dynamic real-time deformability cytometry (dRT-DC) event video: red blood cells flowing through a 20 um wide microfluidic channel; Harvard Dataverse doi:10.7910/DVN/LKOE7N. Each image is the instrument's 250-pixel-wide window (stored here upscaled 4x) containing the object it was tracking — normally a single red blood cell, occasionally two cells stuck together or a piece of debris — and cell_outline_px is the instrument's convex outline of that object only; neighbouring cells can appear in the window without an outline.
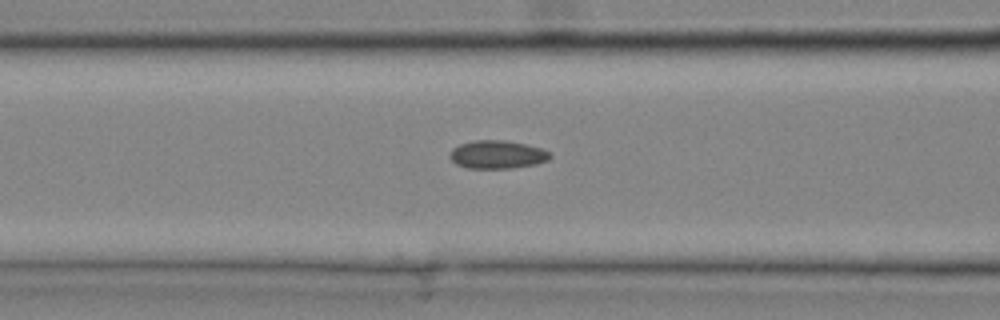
{"species": "common noctule bat (a hibernating species)", "species_latin": "Nyctalus noctula", "temperature_condition": "cold", "stored_images_in_passage": 27, "camera_frame_rate_fps": 3000, "um_per_image_px": 0.085, "animal": {"sex": "male", "body_mass_g": 20.4}, "frame": {"image": 1, "passage_image": 12, "time_ms": 3.667, "image_size_px": [1000, 320], "cell_outline_px": [[552, 156], [548, 160], [536, 164], [512, 168], [468, 168], [456, 164], [448, 156], [452, 148], [460, 144], [472, 140], [504, 140], [524, 144], [540, 148], [552, 152]], "centroid_in_image_um": [42.26, 13.13], "position_along_channel_um": 124.3, "area_um2": 16.53}}
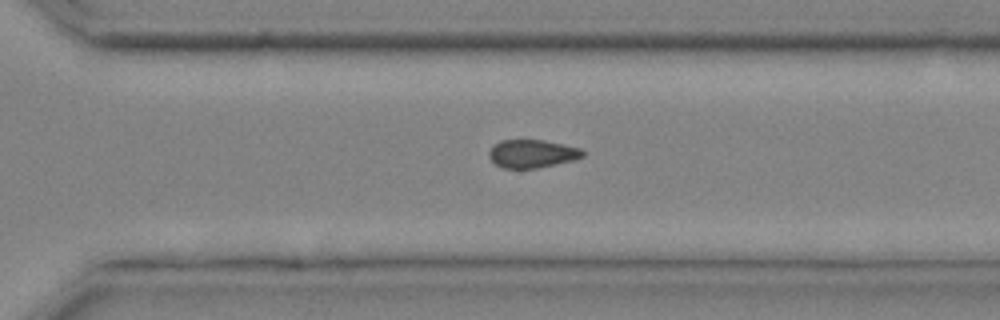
{"frame": {"image": 2, "passage_image": 23, "time_ms": 7.333, "image_size_px": [1000, 320], "cell_outline_px": [[584, 156], [576, 160], [536, 168], [504, 168], [496, 164], [488, 156], [488, 152], [500, 140], [544, 140], [564, 144], [580, 148], [584, 152]], "centroid_in_image_um": [45.26, 13.06], "position_along_channel_um": 325.3, "area_um2": 15.32}}